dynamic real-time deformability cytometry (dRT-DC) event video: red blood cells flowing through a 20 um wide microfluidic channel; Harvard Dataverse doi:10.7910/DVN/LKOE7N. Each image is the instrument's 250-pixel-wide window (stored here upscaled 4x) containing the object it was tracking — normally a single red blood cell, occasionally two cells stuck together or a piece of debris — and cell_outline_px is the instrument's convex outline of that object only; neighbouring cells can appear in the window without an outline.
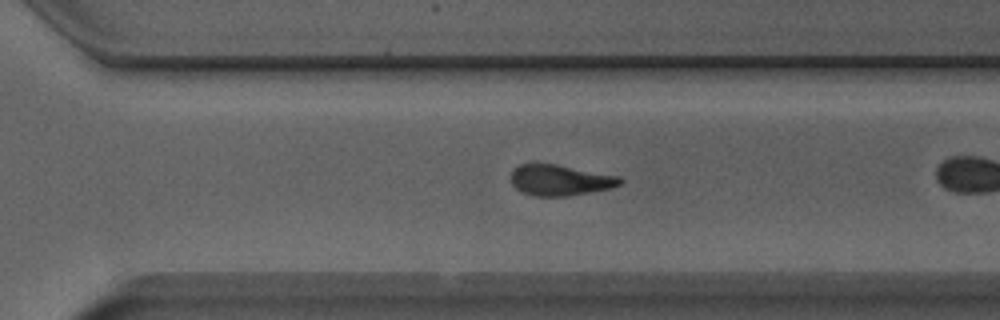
{"species": "Egyptian fruit bat (a non-hibernating species)", "species_latin": "Rousettus aegyptiacus", "temperature_condition": "room temperature", "stored_images_in_passage": 35, "camera_frame_rate_fps": 3000, "um_per_image_px": 0.085, "animal": {"sex": "male"}, "frame": {"image": 1, "passage_image": 30, "time_ms": 9.667, "image_size_px": [1000, 320], "cell_outline_px": [[624, 180], [620, 184], [612, 188], [568, 196], [536, 196], [520, 192], [508, 180], [512, 168], [520, 164], [532, 160], [556, 164], [620, 176]], "centroid_in_image_um": [47.52, 15.27], "position_along_channel_um": 323.1, "area_um2": 20.4}}